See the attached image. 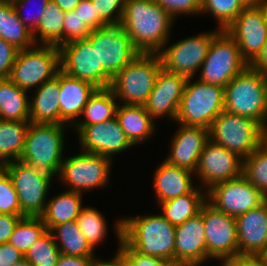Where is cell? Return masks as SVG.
<instances>
[{"instance_id":"1","label":"cell","mask_w":267,"mask_h":266,"mask_svg":"<svg viewBox=\"0 0 267 266\" xmlns=\"http://www.w3.org/2000/svg\"><path fill=\"white\" fill-rule=\"evenodd\" d=\"M173 22L154 0H126L119 25L140 53H158L168 44Z\"/></svg>"},{"instance_id":"2","label":"cell","mask_w":267,"mask_h":266,"mask_svg":"<svg viewBox=\"0 0 267 266\" xmlns=\"http://www.w3.org/2000/svg\"><path fill=\"white\" fill-rule=\"evenodd\" d=\"M67 124H44L30 122L19 159L31 166L38 176L50 185L63 162L65 129Z\"/></svg>"},{"instance_id":"3","label":"cell","mask_w":267,"mask_h":266,"mask_svg":"<svg viewBox=\"0 0 267 266\" xmlns=\"http://www.w3.org/2000/svg\"><path fill=\"white\" fill-rule=\"evenodd\" d=\"M175 225L161 213L122 218V239L143 255L174 263Z\"/></svg>"},{"instance_id":"4","label":"cell","mask_w":267,"mask_h":266,"mask_svg":"<svg viewBox=\"0 0 267 266\" xmlns=\"http://www.w3.org/2000/svg\"><path fill=\"white\" fill-rule=\"evenodd\" d=\"M224 111L256 120L267 129V75L248 65L225 86Z\"/></svg>"},{"instance_id":"5","label":"cell","mask_w":267,"mask_h":266,"mask_svg":"<svg viewBox=\"0 0 267 266\" xmlns=\"http://www.w3.org/2000/svg\"><path fill=\"white\" fill-rule=\"evenodd\" d=\"M98 56V89L110 86L112 78L140 53L119 25H105L87 37Z\"/></svg>"},{"instance_id":"6","label":"cell","mask_w":267,"mask_h":266,"mask_svg":"<svg viewBox=\"0 0 267 266\" xmlns=\"http://www.w3.org/2000/svg\"><path fill=\"white\" fill-rule=\"evenodd\" d=\"M161 67L158 53H139L112 78L109 88L122 104L144 105Z\"/></svg>"},{"instance_id":"7","label":"cell","mask_w":267,"mask_h":266,"mask_svg":"<svg viewBox=\"0 0 267 266\" xmlns=\"http://www.w3.org/2000/svg\"><path fill=\"white\" fill-rule=\"evenodd\" d=\"M192 80L187 79L175 122L209 129L224 111L225 87Z\"/></svg>"},{"instance_id":"8","label":"cell","mask_w":267,"mask_h":266,"mask_svg":"<svg viewBox=\"0 0 267 266\" xmlns=\"http://www.w3.org/2000/svg\"><path fill=\"white\" fill-rule=\"evenodd\" d=\"M264 130L256 120L223 111L209 127V140L244 160L261 145Z\"/></svg>"},{"instance_id":"9","label":"cell","mask_w":267,"mask_h":266,"mask_svg":"<svg viewBox=\"0 0 267 266\" xmlns=\"http://www.w3.org/2000/svg\"><path fill=\"white\" fill-rule=\"evenodd\" d=\"M59 70V48L35 44L18 51L9 79L21 89L29 91L53 79Z\"/></svg>"},{"instance_id":"10","label":"cell","mask_w":267,"mask_h":266,"mask_svg":"<svg viewBox=\"0 0 267 266\" xmlns=\"http://www.w3.org/2000/svg\"><path fill=\"white\" fill-rule=\"evenodd\" d=\"M248 65L242 58L237 42L224 29L219 30L213 36L198 80L225 87Z\"/></svg>"},{"instance_id":"11","label":"cell","mask_w":267,"mask_h":266,"mask_svg":"<svg viewBox=\"0 0 267 266\" xmlns=\"http://www.w3.org/2000/svg\"><path fill=\"white\" fill-rule=\"evenodd\" d=\"M112 159L80 150V153L63 159L58 180L67 186L66 190L84 194L109 184Z\"/></svg>"},{"instance_id":"12","label":"cell","mask_w":267,"mask_h":266,"mask_svg":"<svg viewBox=\"0 0 267 266\" xmlns=\"http://www.w3.org/2000/svg\"><path fill=\"white\" fill-rule=\"evenodd\" d=\"M215 29L179 40L169 47L165 44L158 52L162 67L169 72L193 78L207 56L213 36L220 30Z\"/></svg>"},{"instance_id":"13","label":"cell","mask_w":267,"mask_h":266,"mask_svg":"<svg viewBox=\"0 0 267 266\" xmlns=\"http://www.w3.org/2000/svg\"><path fill=\"white\" fill-rule=\"evenodd\" d=\"M199 213L204 225L207 261H223L238 256L236 218L216 209L208 201Z\"/></svg>"},{"instance_id":"14","label":"cell","mask_w":267,"mask_h":266,"mask_svg":"<svg viewBox=\"0 0 267 266\" xmlns=\"http://www.w3.org/2000/svg\"><path fill=\"white\" fill-rule=\"evenodd\" d=\"M266 200L243 175L217 183L207 190V201L216 209L235 218L259 207Z\"/></svg>"},{"instance_id":"15","label":"cell","mask_w":267,"mask_h":266,"mask_svg":"<svg viewBox=\"0 0 267 266\" xmlns=\"http://www.w3.org/2000/svg\"><path fill=\"white\" fill-rule=\"evenodd\" d=\"M224 30L237 42L242 58L250 64L267 41V16L262 5L246 6Z\"/></svg>"},{"instance_id":"16","label":"cell","mask_w":267,"mask_h":266,"mask_svg":"<svg viewBox=\"0 0 267 266\" xmlns=\"http://www.w3.org/2000/svg\"><path fill=\"white\" fill-rule=\"evenodd\" d=\"M6 172L16 190L21 212L25 216L40 217L46 209L51 185L20 160L6 163Z\"/></svg>"},{"instance_id":"17","label":"cell","mask_w":267,"mask_h":266,"mask_svg":"<svg viewBox=\"0 0 267 266\" xmlns=\"http://www.w3.org/2000/svg\"><path fill=\"white\" fill-rule=\"evenodd\" d=\"M243 159L221 145L210 140L206 143L194 172L202 189L209 190L217 183L242 175Z\"/></svg>"},{"instance_id":"18","label":"cell","mask_w":267,"mask_h":266,"mask_svg":"<svg viewBox=\"0 0 267 266\" xmlns=\"http://www.w3.org/2000/svg\"><path fill=\"white\" fill-rule=\"evenodd\" d=\"M72 127L79 135L80 150L83 152L113 159L114 154L134 146L120 127L116 117L92 125H73Z\"/></svg>"},{"instance_id":"19","label":"cell","mask_w":267,"mask_h":266,"mask_svg":"<svg viewBox=\"0 0 267 266\" xmlns=\"http://www.w3.org/2000/svg\"><path fill=\"white\" fill-rule=\"evenodd\" d=\"M187 79L161 67L155 86L144 104L147 113L155 120L167 116L175 121Z\"/></svg>"},{"instance_id":"20","label":"cell","mask_w":267,"mask_h":266,"mask_svg":"<svg viewBox=\"0 0 267 266\" xmlns=\"http://www.w3.org/2000/svg\"><path fill=\"white\" fill-rule=\"evenodd\" d=\"M60 70L88 82L98 89V56L96 47L87 39H79L59 47Z\"/></svg>"},{"instance_id":"21","label":"cell","mask_w":267,"mask_h":266,"mask_svg":"<svg viewBox=\"0 0 267 266\" xmlns=\"http://www.w3.org/2000/svg\"><path fill=\"white\" fill-rule=\"evenodd\" d=\"M204 262H207V246L202 215L198 213L175 227L174 263L183 266Z\"/></svg>"},{"instance_id":"22","label":"cell","mask_w":267,"mask_h":266,"mask_svg":"<svg viewBox=\"0 0 267 266\" xmlns=\"http://www.w3.org/2000/svg\"><path fill=\"white\" fill-rule=\"evenodd\" d=\"M175 133L170 144V154L164 160L195 172L199 157L209 141V129L178 124V130Z\"/></svg>"},{"instance_id":"23","label":"cell","mask_w":267,"mask_h":266,"mask_svg":"<svg viewBox=\"0 0 267 266\" xmlns=\"http://www.w3.org/2000/svg\"><path fill=\"white\" fill-rule=\"evenodd\" d=\"M238 256H260L267 247V200L236 217Z\"/></svg>"},{"instance_id":"24","label":"cell","mask_w":267,"mask_h":266,"mask_svg":"<svg viewBox=\"0 0 267 266\" xmlns=\"http://www.w3.org/2000/svg\"><path fill=\"white\" fill-rule=\"evenodd\" d=\"M59 89L60 124H67L72 128L97 88L59 70Z\"/></svg>"},{"instance_id":"25","label":"cell","mask_w":267,"mask_h":266,"mask_svg":"<svg viewBox=\"0 0 267 266\" xmlns=\"http://www.w3.org/2000/svg\"><path fill=\"white\" fill-rule=\"evenodd\" d=\"M194 172L168 163L166 160L156 168L153 186L157 197V205L190 193L196 186L192 182Z\"/></svg>"},{"instance_id":"26","label":"cell","mask_w":267,"mask_h":266,"mask_svg":"<svg viewBox=\"0 0 267 266\" xmlns=\"http://www.w3.org/2000/svg\"><path fill=\"white\" fill-rule=\"evenodd\" d=\"M30 100V122L60 124L59 71L56 76L33 91Z\"/></svg>"},{"instance_id":"27","label":"cell","mask_w":267,"mask_h":266,"mask_svg":"<svg viewBox=\"0 0 267 266\" xmlns=\"http://www.w3.org/2000/svg\"><path fill=\"white\" fill-rule=\"evenodd\" d=\"M116 118L134 146L143 144L155 133V121L147 113L144 105L120 103L116 110Z\"/></svg>"},{"instance_id":"28","label":"cell","mask_w":267,"mask_h":266,"mask_svg":"<svg viewBox=\"0 0 267 266\" xmlns=\"http://www.w3.org/2000/svg\"><path fill=\"white\" fill-rule=\"evenodd\" d=\"M83 194L65 190L47 201L46 209L40 216L51 230L61 223L76 220L83 206Z\"/></svg>"},{"instance_id":"29","label":"cell","mask_w":267,"mask_h":266,"mask_svg":"<svg viewBox=\"0 0 267 266\" xmlns=\"http://www.w3.org/2000/svg\"><path fill=\"white\" fill-rule=\"evenodd\" d=\"M207 201V191L196 186L190 193L159 203L161 214L172 224L180 225L196 216Z\"/></svg>"},{"instance_id":"30","label":"cell","mask_w":267,"mask_h":266,"mask_svg":"<svg viewBox=\"0 0 267 266\" xmlns=\"http://www.w3.org/2000/svg\"><path fill=\"white\" fill-rule=\"evenodd\" d=\"M9 78L0 79V120L30 121V98Z\"/></svg>"},{"instance_id":"31","label":"cell","mask_w":267,"mask_h":266,"mask_svg":"<svg viewBox=\"0 0 267 266\" xmlns=\"http://www.w3.org/2000/svg\"><path fill=\"white\" fill-rule=\"evenodd\" d=\"M0 37L19 50L36 44L32 32L19 19L11 0H0Z\"/></svg>"},{"instance_id":"32","label":"cell","mask_w":267,"mask_h":266,"mask_svg":"<svg viewBox=\"0 0 267 266\" xmlns=\"http://www.w3.org/2000/svg\"><path fill=\"white\" fill-rule=\"evenodd\" d=\"M50 232L62 255L95 256L94 249L81 233L76 220L54 226Z\"/></svg>"},{"instance_id":"33","label":"cell","mask_w":267,"mask_h":266,"mask_svg":"<svg viewBox=\"0 0 267 266\" xmlns=\"http://www.w3.org/2000/svg\"><path fill=\"white\" fill-rule=\"evenodd\" d=\"M65 12L52 0H50L44 10L36 29L32 32L36 44L63 45V24ZM38 35V36H37ZM39 42V43H38Z\"/></svg>"},{"instance_id":"34","label":"cell","mask_w":267,"mask_h":266,"mask_svg":"<svg viewBox=\"0 0 267 266\" xmlns=\"http://www.w3.org/2000/svg\"><path fill=\"white\" fill-rule=\"evenodd\" d=\"M30 121L0 120V161L19 160L23 154Z\"/></svg>"},{"instance_id":"35","label":"cell","mask_w":267,"mask_h":266,"mask_svg":"<svg viewBox=\"0 0 267 266\" xmlns=\"http://www.w3.org/2000/svg\"><path fill=\"white\" fill-rule=\"evenodd\" d=\"M116 101L118 100L109 87L96 89L83 108L81 115L85 118L74 125H92L113 119L118 107Z\"/></svg>"},{"instance_id":"36","label":"cell","mask_w":267,"mask_h":266,"mask_svg":"<svg viewBox=\"0 0 267 266\" xmlns=\"http://www.w3.org/2000/svg\"><path fill=\"white\" fill-rule=\"evenodd\" d=\"M46 231L47 227L41 217L24 216L16 225L8 243L24 255L31 245Z\"/></svg>"},{"instance_id":"37","label":"cell","mask_w":267,"mask_h":266,"mask_svg":"<svg viewBox=\"0 0 267 266\" xmlns=\"http://www.w3.org/2000/svg\"><path fill=\"white\" fill-rule=\"evenodd\" d=\"M76 221L81 233L94 250L99 243L105 240V236L107 237L106 218L96 208L84 206Z\"/></svg>"},{"instance_id":"38","label":"cell","mask_w":267,"mask_h":266,"mask_svg":"<svg viewBox=\"0 0 267 266\" xmlns=\"http://www.w3.org/2000/svg\"><path fill=\"white\" fill-rule=\"evenodd\" d=\"M242 175L267 198V150L262 145L243 160Z\"/></svg>"},{"instance_id":"39","label":"cell","mask_w":267,"mask_h":266,"mask_svg":"<svg viewBox=\"0 0 267 266\" xmlns=\"http://www.w3.org/2000/svg\"><path fill=\"white\" fill-rule=\"evenodd\" d=\"M60 255L52 233L47 230L31 245L24 258L32 266H55Z\"/></svg>"},{"instance_id":"40","label":"cell","mask_w":267,"mask_h":266,"mask_svg":"<svg viewBox=\"0 0 267 266\" xmlns=\"http://www.w3.org/2000/svg\"><path fill=\"white\" fill-rule=\"evenodd\" d=\"M246 6L241 0H201L200 14L213 15L219 29L228 27Z\"/></svg>"},{"instance_id":"41","label":"cell","mask_w":267,"mask_h":266,"mask_svg":"<svg viewBox=\"0 0 267 266\" xmlns=\"http://www.w3.org/2000/svg\"><path fill=\"white\" fill-rule=\"evenodd\" d=\"M115 233L118 238L117 254L124 260L126 266H177L175 263L164 258L143 255L132 249L122 239V217L115 222Z\"/></svg>"},{"instance_id":"42","label":"cell","mask_w":267,"mask_h":266,"mask_svg":"<svg viewBox=\"0 0 267 266\" xmlns=\"http://www.w3.org/2000/svg\"><path fill=\"white\" fill-rule=\"evenodd\" d=\"M0 214L24 215L12 180L5 171L0 176Z\"/></svg>"},{"instance_id":"43","label":"cell","mask_w":267,"mask_h":266,"mask_svg":"<svg viewBox=\"0 0 267 266\" xmlns=\"http://www.w3.org/2000/svg\"><path fill=\"white\" fill-rule=\"evenodd\" d=\"M126 0H92L97 17L105 25L120 24Z\"/></svg>"},{"instance_id":"44","label":"cell","mask_w":267,"mask_h":266,"mask_svg":"<svg viewBox=\"0 0 267 266\" xmlns=\"http://www.w3.org/2000/svg\"><path fill=\"white\" fill-rule=\"evenodd\" d=\"M92 32V29L82 22L76 12H65L63 24V45L75 40L87 38Z\"/></svg>"},{"instance_id":"45","label":"cell","mask_w":267,"mask_h":266,"mask_svg":"<svg viewBox=\"0 0 267 266\" xmlns=\"http://www.w3.org/2000/svg\"><path fill=\"white\" fill-rule=\"evenodd\" d=\"M174 20L181 15H196L201 11V0H154ZM181 14V15H180Z\"/></svg>"},{"instance_id":"46","label":"cell","mask_w":267,"mask_h":266,"mask_svg":"<svg viewBox=\"0 0 267 266\" xmlns=\"http://www.w3.org/2000/svg\"><path fill=\"white\" fill-rule=\"evenodd\" d=\"M31 1L34 0H11L14 9L16 10L19 19L23 22V24L31 31L33 32L38 23L40 22V19L42 18L43 14H44V10H45V6L46 4L50 1V0H41L40 5H38V9L36 10L37 12L34 11V15H27V16H23V10H26L25 8L30 4ZM24 8V9H23Z\"/></svg>"},{"instance_id":"47","label":"cell","mask_w":267,"mask_h":266,"mask_svg":"<svg viewBox=\"0 0 267 266\" xmlns=\"http://www.w3.org/2000/svg\"><path fill=\"white\" fill-rule=\"evenodd\" d=\"M19 49L0 37V79L9 78Z\"/></svg>"},{"instance_id":"48","label":"cell","mask_w":267,"mask_h":266,"mask_svg":"<svg viewBox=\"0 0 267 266\" xmlns=\"http://www.w3.org/2000/svg\"><path fill=\"white\" fill-rule=\"evenodd\" d=\"M74 11L81 18L82 22L87 24L92 30L105 26L97 17L92 0H81Z\"/></svg>"},{"instance_id":"49","label":"cell","mask_w":267,"mask_h":266,"mask_svg":"<svg viewBox=\"0 0 267 266\" xmlns=\"http://www.w3.org/2000/svg\"><path fill=\"white\" fill-rule=\"evenodd\" d=\"M25 215L0 214V244L8 243L19 220Z\"/></svg>"},{"instance_id":"50","label":"cell","mask_w":267,"mask_h":266,"mask_svg":"<svg viewBox=\"0 0 267 266\" xmlns=\"http://www.w3.org/2000/svg\"><path fill=\"white\" fill-rule=\"evenodd\" d=\"M24 255L9 243L0 244V266H11L21 261Z\"/></svg>"},{"instance_id":"51","label":"cell","mask_w":267,"mask_h":266,"mask_svg":"<svg viewBox=\"0 0 267 266\" xmlns=\"http://www.w3.org/2000/svg\"><path fill=\"white\" fill-rule=\"evenodd\" d=\"M222 266H267V262L261 256L239 255L221 261Z\"/></svg>"},{"instance_id":"52","label":"cell","mask_w":267,"mask_h":266,"mask_svg":"<svg viewBox=\"0 0 267 266\" xmlns=\"http://www.w3.org/2000/svg\"><path fill=\"white\" fill-rule=\"evenodd\" d=\"M96 256L60 255L55 266H91Z\"/></svg>"},{"instance_id":"53","label":"cell","mask_w":267,"mask_h":266,"mask_svg":"<svg viewBox=\"0 0 267 266\" xmlns=\"http://www.w3.org/2000/svg\"><path fill=\"white\" fill-rule=\"evenodd\" d=\"M255 70L267 75V41L263 45L261 52L258 56L249 64Z\"/></svg>"},{"instance_id":"54","label":"cell","mask_w":267,"mask_h":266,"mask_svg":"<svg viewBox=\"0 0 267 266\" xmlns=\"http://www.w3.org/2000/svg\"><path fill=\"white\" fill-rule=\"evenodd\" d=\"M91 266H126L124 260L116 253L114 258L109 261H104L96 257Z\"/></svg>"},{"instance_id":"55","label":"cell","mask_w":267,"mask_h":266,"mask_svg":"<svg viewBox=\"0 0 267 266\" xmlns=\"http://www.w3.org/2000/svg\"><path fill=\"white\" fill-rule=\"evenodd\" d=\"M54 1L64 12L73 11L81 0H52Z\"/></svg>"},{"instance_id":"56","label":"cell","mask_w":267,"mask_h":266,"mask_svg":"<svg viewBox=\"0 0 267 266\" xmlns=\"http://www.w3.org/2000/svg\"><path fill=\"white\" fill-rule=\"evenodd\" d=\"M241 2L245 6H255V5H260L262 0H241Z\"/></svg>"},{"instance_id":"57","label":"cell","mask_w":267,"mask_h":266,"mask_svg":"<svg viewBox=\"0 0 267 266\" xmlns=\"http://www.w3.org/2000/svg\"><path fill=\"white\" fill-rule=\"evenodd\" d=\"M11 266H32L25 258Z\"/></svg>"},{"instance_id":"58","label":"cell","mask_w":267,"mask_h":266,"mask_svg":"<svg viewBox=\"0 0 267 266\" xmlns=\"http://www.w3.org/2000/svg\"><path fill=\"white\" fill-rule=\"evenodd\" d=\"M261 145L267 150V129L264 130Z\"/></svg>"},{"instance_id":"59","label":"cell","mask_w":267,"mask_h":266,"mask_svg":"<svg viewBox=\"0 0 267 266\" xmlns=\"http://www.w3.org/2000/svg\"><path fill=\"white\" fill-rule=\"evenodd\" d=\"M6 171V163L0 161V176Z\"/></svg>"},{"instance_id":"60","label":"cell","mask_w":267,"mask_h":266,"mask_svg":"<svg viewBox=\"0 0 267 266\" xmlns=\"http://www.w3.org/2000/svg\"><path fill=\"white\" fill-rule=\"evenodd\" d=\"M261 5L266 13L267 16V0H262Z\"/></svg>"},{"instance_id":"61","label":"cell","mask_w":267,"mask_h":266,"mask_svg":"<svg viewBox=\"0 0 267 266\" xmlns=\"http://www.w3.org/2000/svg\"><path fill=\"white\" fill-rule=\"evenodd\" d=\"M260 256L267 262V247Z\"/></svg>"},{"instance_id":"62","label":"cell","mask_w":267,"mask_h":266,"mask_svg":"<svg viewBox=\"0 0 267 266\" xmlns=\"http://www.w3.org/2000/svg\"><path fill=\"white\" fill-rule=\"evenodd\" d=\"M183 266H202V264H187ZM220 266H222V263L220 262Z\"/></svg>"}]
</instances>
